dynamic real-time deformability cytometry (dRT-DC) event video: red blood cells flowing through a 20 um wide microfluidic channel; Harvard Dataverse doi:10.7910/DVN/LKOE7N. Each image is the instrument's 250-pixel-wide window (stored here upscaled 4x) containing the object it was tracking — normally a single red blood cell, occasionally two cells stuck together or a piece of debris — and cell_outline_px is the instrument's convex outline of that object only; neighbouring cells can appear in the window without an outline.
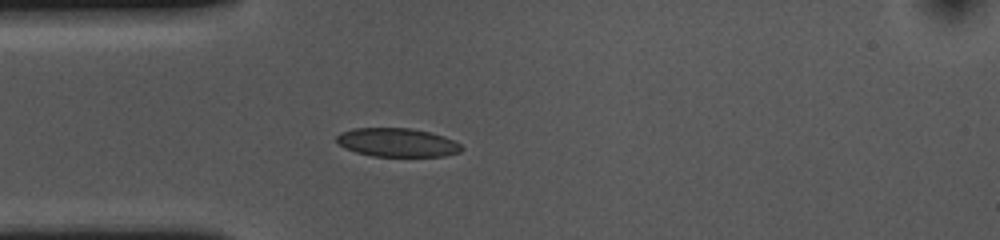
{"species": "common noctule bat (a hibernating species)", "species_latin": "Nyctalus noctula", "temperature_condition": "cold", "stored_images_in_passage": 41, "camera_frame_rate_fps": 3000, "um_per_image_px": 0.085, "animal": {"sex": "female", "body_mass_g": 10.0, "forearm_length_mm": 53.1}, "frame": {"image": 1, "passage_image": 1, "time_ms": 0.0, "image_size_px": [1000, 240], "cell_outline_px": [[464, 148], [460, 152], [444, 156], [372, 156], [356, 152], [344, 148], [336, 140], [336, 136], [340, 132], [352, 128], [412, 128], [444, 136], [460, 144]], "centroid_in_image_um": [33.75, 12.11], "position_along_channel_um": 51.3, "area_um2": 20.87}}
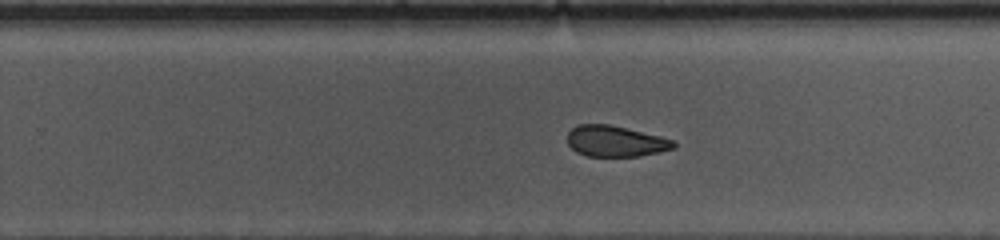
{"frame": {"image": 2, "passage_image": 20, "time_ms": 6.333, "image_size_px": [1000, 240], "cell_outline_px": [[676, 148], [660, 152], [640, 156], [588, 156], [576, 152], [568, 144], [568, 132], [576, 124], [608, 124], [660, 136], [672, 140], [676, 144]], "centroid_in_image_um": [52.31, 12.0], "position_along_channel_um": 277.5, "area_um2": 19.13}}
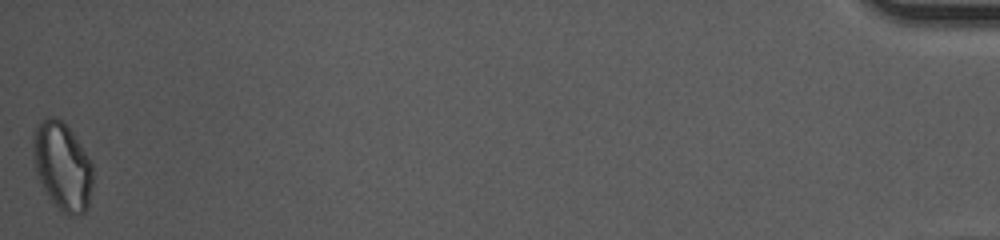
{"frame": {"image": 3, "passage_image": 41, "time_ms": 13.333, "image_size_px": [1000, 240], "cell_outline_px": [[92, 184], [88, 208], [84, 212], [72, 216], [64, 212], [48, 196], [36, 172], [32, 160], [32, 132], [48, 116], [56, 116], [72, 132], [80, 144], [92, 164]], "centroid_in_image_um": [5.28, 14.11], "position_along_channel_um": 429.9, "area_um2": 30.29}, "authors_computed_cell_mechanics": {"area_um2": 20.8658, "velocity_mm_per_s": 3.64, "shape_relaxation_time_tau1_ms": 8.1992, "shape_relaxation_time_tau2_ms": 4.6489, "deformation_change_tau1": 0.1236, "deformation_change_tau2": 0.0887}}